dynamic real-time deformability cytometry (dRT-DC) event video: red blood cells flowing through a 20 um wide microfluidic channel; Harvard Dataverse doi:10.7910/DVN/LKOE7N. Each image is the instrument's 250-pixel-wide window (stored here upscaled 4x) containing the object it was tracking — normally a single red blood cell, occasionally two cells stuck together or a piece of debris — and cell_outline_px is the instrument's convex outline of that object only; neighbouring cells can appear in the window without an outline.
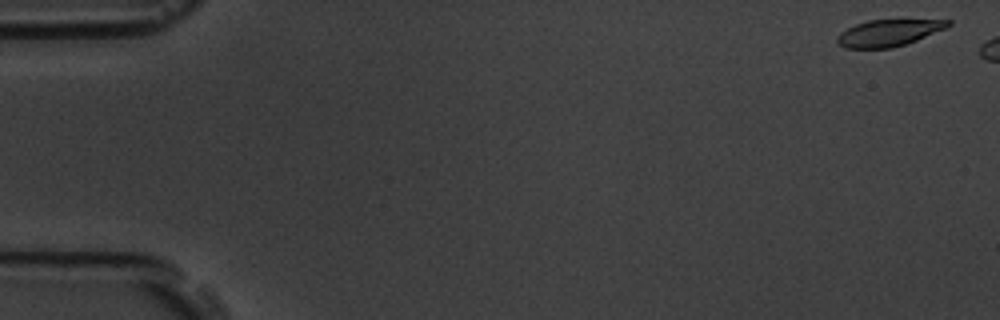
{"species": "common noctule bat (a hibernating species)", "species_latin": "Nyctalus noctula", "temperature_condition": "room temperature", "stored_images_in_passage": 3, "camera_frame_rate_fps": 3000, "um_per_image_px": 0.085, "animal": {"sex": "male", "body_mass_g": 19.5, "forearm_length_mm": 54.6}, "frame": {"image": 1, "passage_image": 1, "time_ms": 0.0, "image_size_px": [1000, 320], "cell_outline_px": [[952, 24], [944, 28], [916, 40], [892, 48], [844, 48], [836, 40], [836, 36], [840, 32], [856, 24], [868, 20], [952, 20]], "centroid_in_image_um": [75.48, 2.8], "position_along_channel_um": 9.5, "area_um2": 16.94}}